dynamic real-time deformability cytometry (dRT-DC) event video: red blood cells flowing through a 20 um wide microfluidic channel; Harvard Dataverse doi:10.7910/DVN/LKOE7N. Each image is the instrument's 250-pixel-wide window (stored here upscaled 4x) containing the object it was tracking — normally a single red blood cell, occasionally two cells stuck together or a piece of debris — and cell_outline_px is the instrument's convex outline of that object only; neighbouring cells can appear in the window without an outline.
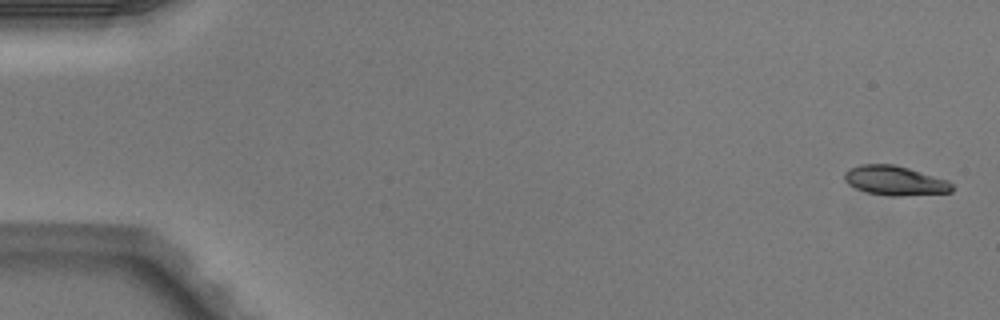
{"species": "Egyptian fruit bat (a non-hibernating species)", "species_latin": "Rousettus aegyptiacus", "temperature_condition": "warm", "stored_images_in_passage": 4, "camera_frame_rate_fps": 3000, "um_per_image_px": 0.085, "animal": {"sex": "male"}, "frame": {"image": 1, "passage_image": 1, "time_ms": 0.0, "image_size_px": [1000, 320], "cell_outline_px": [[952, 192], [900, 196], [892, 196], [868, 192], [856, 188], [848, 184], [844, 180], [844, 172], [848, 168], [860, 164], [892, 164], [908, 168], [948, 180], [952, 184]], "centroid_in_image_um": [76.04, 15.34], "position_along_channel_um": 9.0, "area_um2": 18.38}}